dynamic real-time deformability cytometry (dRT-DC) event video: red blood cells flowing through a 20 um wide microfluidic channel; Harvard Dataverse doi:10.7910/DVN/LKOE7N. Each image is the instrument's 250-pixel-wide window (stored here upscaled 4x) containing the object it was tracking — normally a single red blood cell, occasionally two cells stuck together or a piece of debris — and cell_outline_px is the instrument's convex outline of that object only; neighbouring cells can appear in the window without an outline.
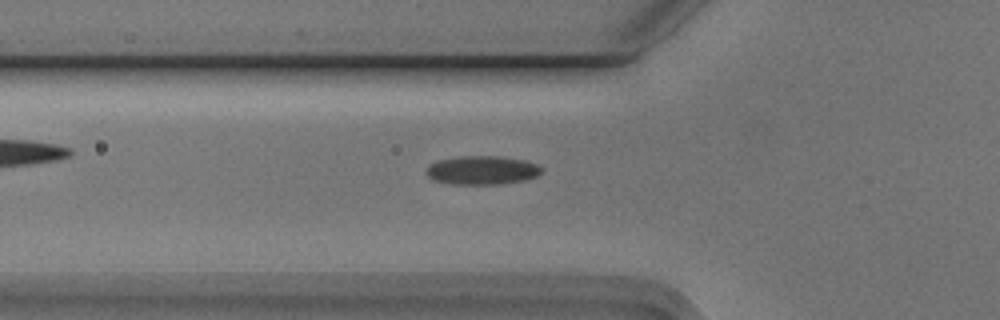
{"species": "Egyptian fruit bat (a non-hibernating species)", "species_latin": "Rousettus aegyptiacus", "temperature_condition": "cold", "stored_images_in_passage": 25, "camera_frame_rate_fps": 3000, "um_per_image_px": 0.085, "animal": {"sex": "male"}, "frame": {"image": 1, "passage_image": 18, "time_ms": 5.667, "image_size_px": [1000, 320], "cell_outline_px": [[544, 172], [536, 176], [524, 180], [500, 184], [452, 184], [432, 180], [424, 172], [428, 164], [436, 160], [460, 156], [500, 156], [524, 160], [536, 164], [544, 168]], "centroid_in_image_um": [40.95, 14.46], "position_along_channel_um": 84.9, "area_um2": 19.59}}
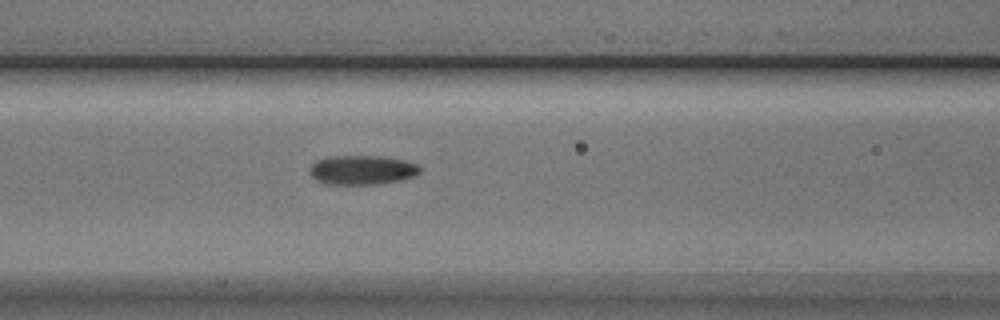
{"frame": {"image": 2, "passage_image": 22, "time_ms": 7.0, "image_size_px": [1000, 320], "cell_outline_px": [[420, 172], [416, 176], [400, 180], [376, 184], [328, 184], [316, 180], [312, 176], [312, 164], [316, 160], [328, 156], [380, 156], [404, 160], [416, 164], [420, 168]], "centroid_in_image_um": [30.8, 14.44], "position_along_channel_um": 135.8, "area_um2": 18.67}}
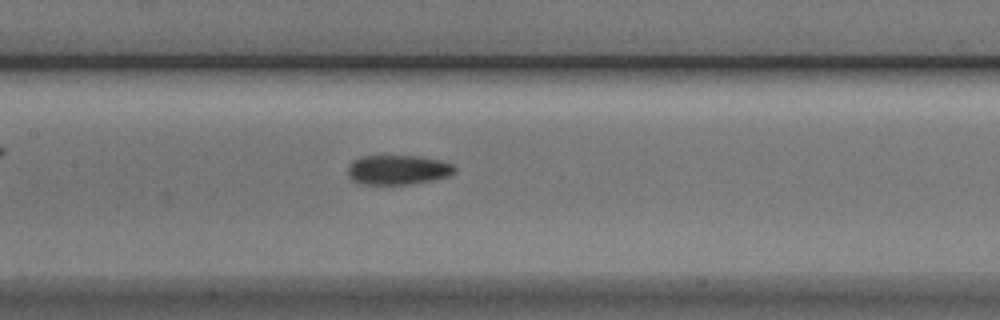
{"frame": {"image": 3, "passage_image": 25, "time_ms": 8.0, "image_size_px": [1000, 320], "cell_outline_px": [[456, 172], [448, 176], [432, 180], [412, 184], [360, 184], [352, 180], [348, 176], [348, 164], [352, 160], [360, 156], [420, 156], [440, 160], [456, 164]], "centroid_in_image_um": [33.83, 14.43], "position_along_channel_um": 173.6, "area_um2": 18.73}}